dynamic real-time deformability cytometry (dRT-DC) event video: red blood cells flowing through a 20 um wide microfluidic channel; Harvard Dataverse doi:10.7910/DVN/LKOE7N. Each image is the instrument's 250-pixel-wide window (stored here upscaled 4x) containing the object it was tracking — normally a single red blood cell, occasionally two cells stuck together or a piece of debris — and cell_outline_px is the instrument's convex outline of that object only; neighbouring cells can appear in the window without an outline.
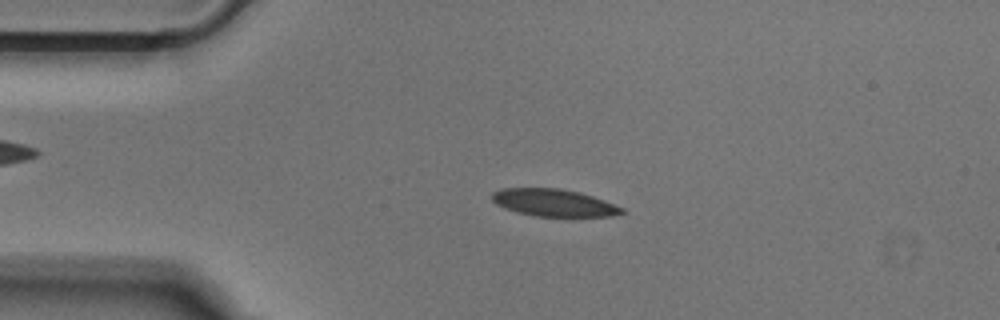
{"species": "Egyptian fruit bat (a non-hibernating species)", "species_latin": "Rousettus aegyptiacus", "temperature_condition": "cold", "stored_images_in_passage": 50, "camera_frame_rate_fps": 3000, "um_per_image_px": 0.085, "animal": {"sex": "male"}, "frame": {"image": 1, "passage_image": 10, "time_ms": 3.0, "image_size_px": [1000, 320], "cell_outline_px": [[624, 212], [612, 216], [536, 216], [516, 212], [504, 208], [496, 204], [492, 200], [492, 192], [500, 188], [560, 188], [580, 192], [604, 200], [624, 208]], "centroid_in_image_um": [47.04, 17.22], "position_along_channel_um": 38.0, "area_um2": 20.63}}
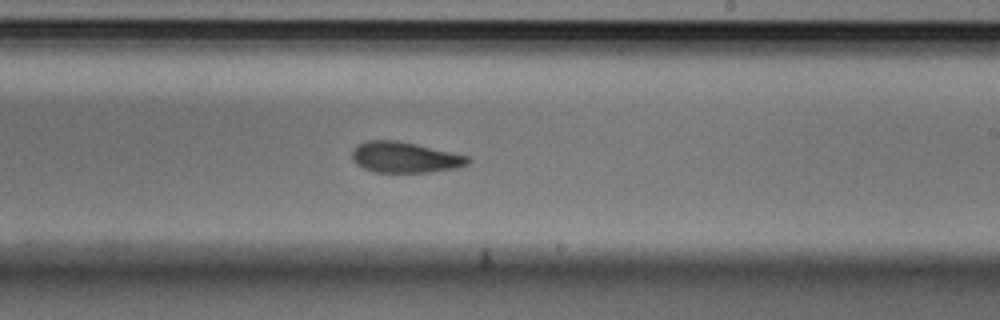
{"frame": {"image": 2, "passage_image": 29, "time_ms": 9.333, "image_size_px": [1000, 320], "cell_outline_px": [[472, 160], [468, 164], [456, 168], [428, 172], [376, 172], [364, 168], [356, 164], [352, 156], [352, 148], [356, 144], [368, 140], [396, 140], [416, 144], [468, 156]], "centroid_in_image_um": [34.39, 13.36], "position_along_channel_um": 254.6, "area_um2": 20.75}}
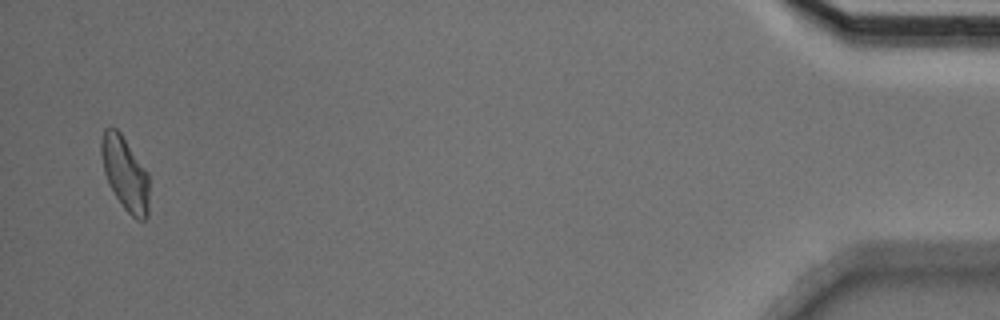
{"frame": {"image": 3, "passage_image": 49, "time_ms": 16.0, "image_size_px": [1000, 320], "cell_outline_px": [[148, 216], [144, 220], [136, 220], [124, 208], [108, 184], [104, 172], [100, 152], [100, 144], [104, 128], [116, 128], [120, 132], [148, 172]], "centroid_in_image_um": [10.62, 14.75], "position_along_channel_um": 424.6, "area_um2": 20.52}}